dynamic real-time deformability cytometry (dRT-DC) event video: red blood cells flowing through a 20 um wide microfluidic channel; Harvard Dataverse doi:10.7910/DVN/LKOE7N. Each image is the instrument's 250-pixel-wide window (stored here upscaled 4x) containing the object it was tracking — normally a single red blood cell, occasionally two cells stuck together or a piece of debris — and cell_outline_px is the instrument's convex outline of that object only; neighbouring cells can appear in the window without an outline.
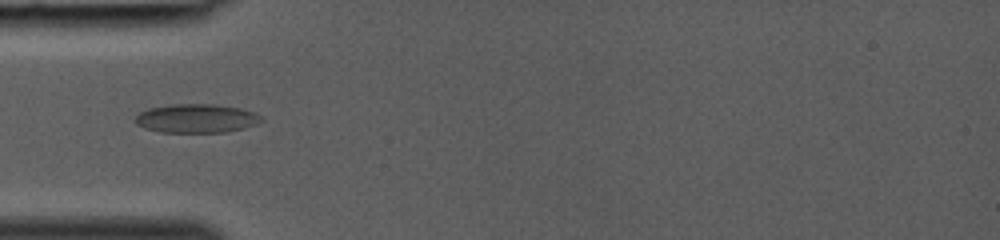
{"species": "common noctule bat (a hibernating species)", "species_latin": "Nyctalus noctula", "temperature_condition": "room temperature", "stored_images_in_passage": 29, "camera_frame_rate_fps": 3000, "um_per_image_px": 0.085, "animal": {"sex": "female", "body_mass_g": 19.0, "forearm_length_mm": 53.3}, "frame": {"image": 1, "passage_image": 3, "time_ms": 0.667, "image_size_px": [1000, 240], "cell_outline_px": [[264, 120], [256, 124], [244, 128], [224, 132], [160, 132], [144, 128], [136, 124], [132, 120], [140, 112], [148, 108], [172, 104], [216, 104], [240, 108], [264, 116]], "centroid_in_image_um": [16.68, 10.06], "position_along_channel_um": 68.3, "area_um2": 21.33}}
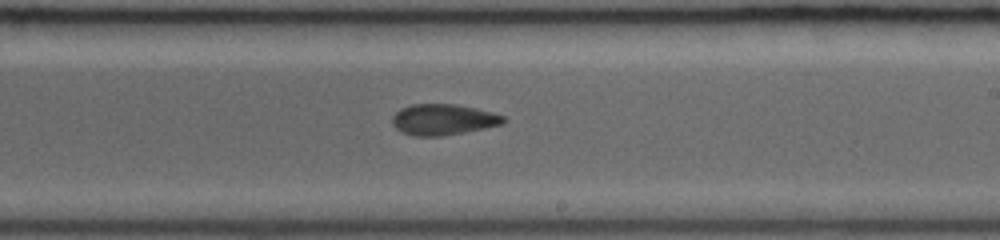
{"frame": {"image": 2, "passage_image": 14, "time_ms": 4.333, "image_size_px": [1000, 240], "cell_outline_px": [[508, 120], [504, 124], [464, 132], [440, 136], [412, 136], [400, 132], [392, 124], [392, 116], [400, 108], [412, 104], [456, 104], [476, 108], [492, 112], [504, 116]], "centroid_in_image_um": [37.67, 10.16], "position_along_channel_um": 251.3, "area_um2": 20.23}}
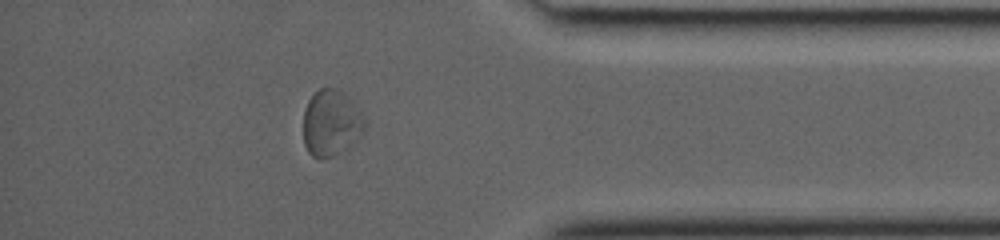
{"frame": {"image": 3, "passage_image": 24, "time_ms": 7.667, "image_size_px": [1000, 240], "cell_outline_px": [[368, 124], [364, 132], [348, 148], [332, 156], [320, 160], [312, 156], [308, 152], [304, 144], [304, 108], [308, 100], [320, 88], [340, 88], [348, 96], [364, 116]], "centroid_in_image_um": [28.17, 10.46], "position_along_channel_um": 407.0, "area_um2": 24.1}}